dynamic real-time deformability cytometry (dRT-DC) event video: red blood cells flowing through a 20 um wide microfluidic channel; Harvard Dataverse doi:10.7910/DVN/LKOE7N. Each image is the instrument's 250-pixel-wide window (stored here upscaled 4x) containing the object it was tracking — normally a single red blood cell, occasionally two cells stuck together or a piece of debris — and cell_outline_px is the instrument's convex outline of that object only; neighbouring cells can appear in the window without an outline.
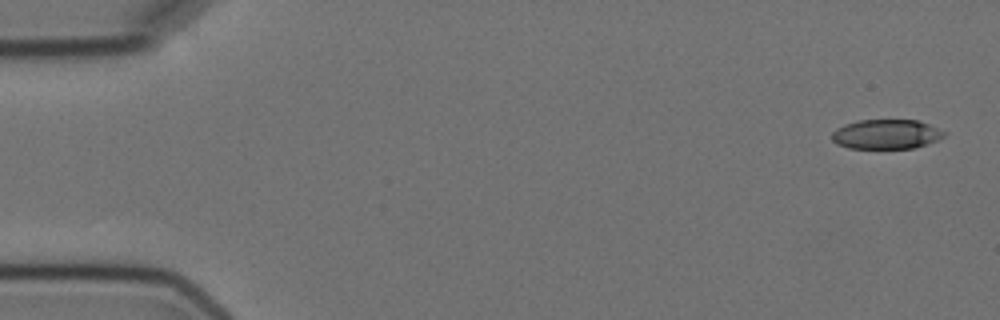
{"species": "Egyptian fruit bat (a non-hibernating species)", "species_latin": "Rousettus aegyptiacus", "temperature_condition": "cold", "stored_images_in_passage": 5, "camera_frame_rate_fps": 3000, "um_per_image_px": 0.085, "animal": {"sex": "female"}, "frame": {"image": 1, "passage_image": 1, "time_ms": 0.0, "image_size_px": [1000, 320], "cell_outline_px": [[948, 132], [944, 136], [936, 140], [912, 148], [848, 148], [836, 144], [832, 140], [832, 132], [836, 128], [844, 124], [860, 120], [916, 120], [928, 124]], "centroid_in_image_um": [75.3, 11.4], "position_along_channel_um": 9.7, "area_um2": 19.25}}
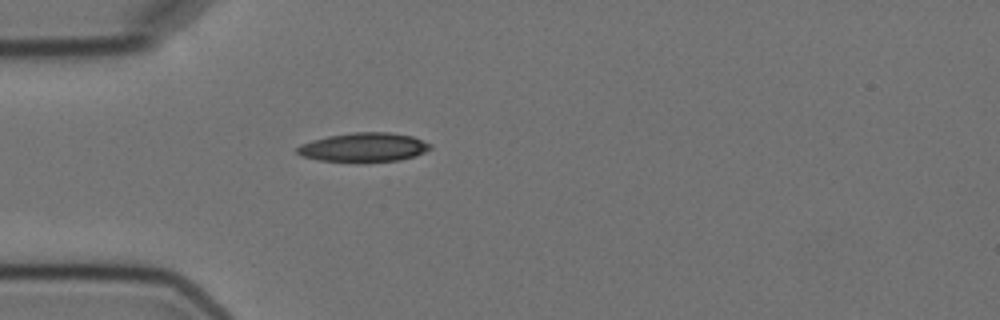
{"frame": {"image": 2, "passage_image": 5, "time_ms": 4.667, "image_size_px": [1000, 320], "cell_outline_px": [[432, 148], [424, 152], [400, 160], [364, 164], [360, 164], [316, 160], [300, 156], [296, 152], [296, 148], [300, 144], [312, 140], [328, 136], [352, 132], [388, 132], [412, 136], [432, 144]], "centroid_in_image_um": [30.87, 12.56], "position_along_channel_um": 54.1, "area_um2": 23.29}}